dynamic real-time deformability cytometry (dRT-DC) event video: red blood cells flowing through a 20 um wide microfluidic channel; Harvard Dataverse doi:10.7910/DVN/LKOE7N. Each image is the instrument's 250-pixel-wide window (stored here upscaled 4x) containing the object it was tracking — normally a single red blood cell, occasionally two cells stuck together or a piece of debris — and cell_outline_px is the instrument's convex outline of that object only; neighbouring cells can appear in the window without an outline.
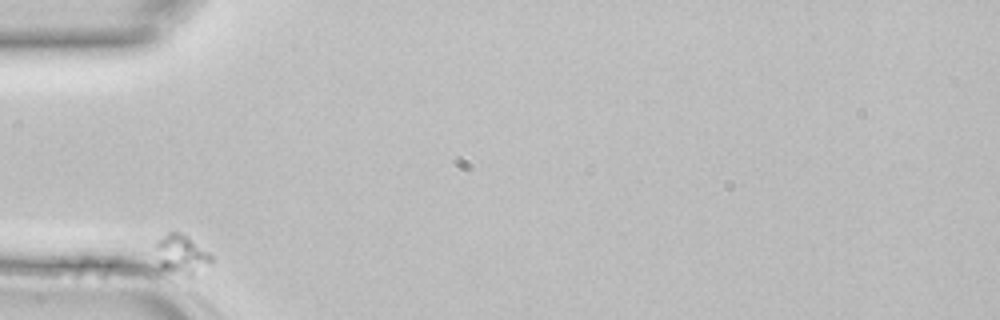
{"species": "common noctule bat (a hibernating species)", "species_latin": "Nyctalus noctula", "temperature_condition": "room temperature", "stored_images_in_passage": 5, "camera_frame_rate_fps": 3000, "um_per_image_px": 0.085, "animal": {"sex": "female", "body_mass_g": 22.7, "forearm_length_mm": 54.2}, "frame": {"image": 1, "passage_image": 1, "time_ms": 0.0, "image_size_px": [1000, 320], "cell_outline_px": [[216, 260], [212, 264], [192, 276], [188, 276], [168, 272], [160, 268], [156, 264], [156, 244], [168, 232], [180, 232], [188, 236], [208, 252]], "centroid_in_image_um": [15.44, 21.67], "position_along_channel_um": 69.6, "area_um2": 13.12}}
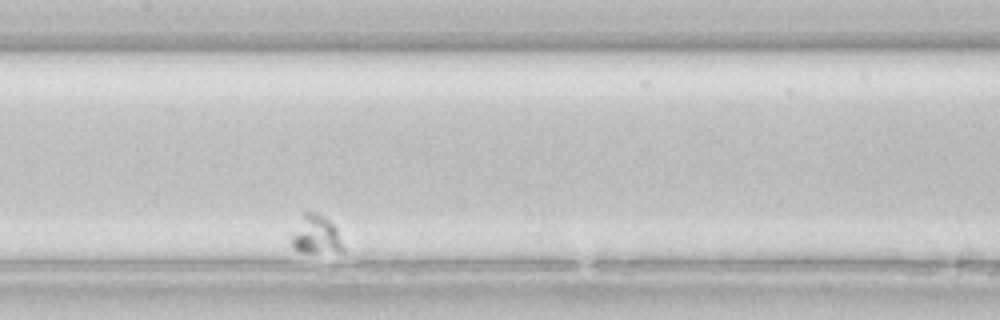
{"frame": {"image": 2, "passage_image": 4, "time_ms": 1.0, "image_size_px": [1000, 320], "cell_outline_px": [[344, 252], [300, 252], [292, 248], [292, 236], [304, 212], [316, 212], [324, 216], [336, 228], [344, 248]], "centroid_in_image_um": [26.88, 19.98], "position_along_channel_um": 180.5, "area_um2": 11.39}}